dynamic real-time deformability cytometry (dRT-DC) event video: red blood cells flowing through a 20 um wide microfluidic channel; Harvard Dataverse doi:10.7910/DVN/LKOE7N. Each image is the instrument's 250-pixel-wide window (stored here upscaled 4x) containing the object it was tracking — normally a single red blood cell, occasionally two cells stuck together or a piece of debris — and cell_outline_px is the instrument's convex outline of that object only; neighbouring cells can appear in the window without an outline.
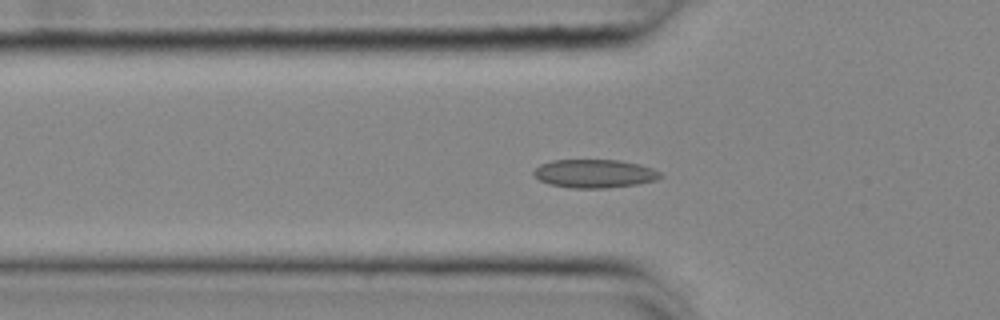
{"species": "common noctule bat (a hibernating species)", "species_latin": "Nyctalus noctula", "temperature_condition": "cold", "stored_images_in_passage": 56, "camera_frame_rate_fps": 3000, "um_per_image_px": 0.085, "animal": {"sex": "female", "body_mass_g": 25.1}, "frame": {"image": 1, "passage_image": 18, "time_ms": 5.667, "image_size_px": [1000, 320], "cell_outline_px": [[664, 176], [656, 180], [636, 184], [604, 188], [572, 188], [548, 184], [540, 180], [532, 172], [540, 164], [552, 160], [620, 160], [640, 164], [652, 168], [660, 172]], "centroid_in_image_um": [50.54, 14.75], "position_along_channel_um": 75.3, "area_um2": 20.98}}
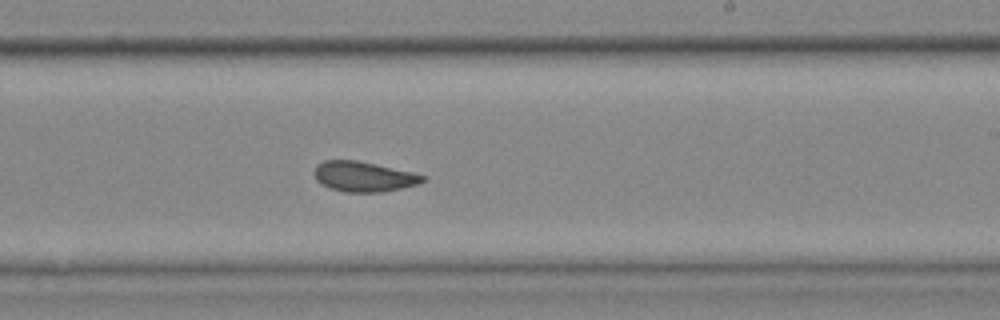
{"frame": {"image": 2, "passage_image": 33, "time_ms": 10.667, "image_size_px": [1000, 320], "cell_outline_px": [[428, 180], [416, 184], [400, 188], [380, 192], [344, 192], [328, 188], [320, 184], [316, 180], [316, 164], [324, 160], [356, 160], [376, 164], [412, 172], [428, 176]], "centroid_in_image_um": [30.92, 15.01], "position_along_channel_um": 258.1, "area_um2": 19.07}}
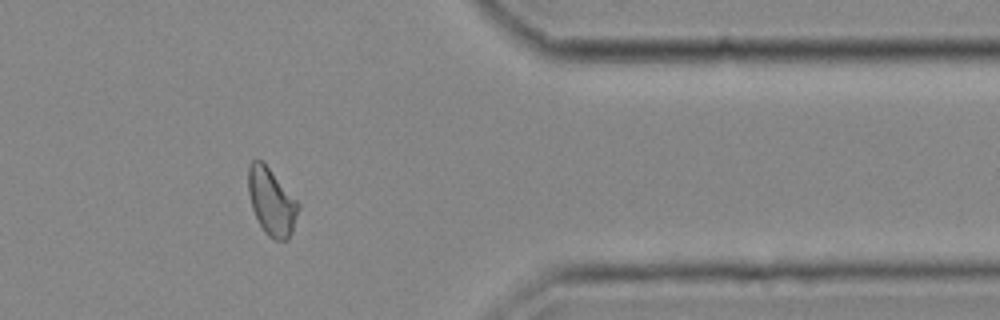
{"frame": {"image": 3, "passage_image": 45, "time_ms": 14.667, "image_size_px": [1000, 320], "cell_outline_px": [[300, 208], [292, 232], [288, 240], [276, 240], [268, 236], [264, 232], [252, 208], [248, 192], [248, 164], [252, 160], [260, 160], [268, 168], [300, 204]], "centroid_in_image_um": [23.08, 17.17], "position_along_channel_um": 388.3, "area_um2": 19.31}, "authors_computed_cell_mechanics": {"area_um2": 19.7676, "velocity_mm_per_s": 3.6609, "shape_relaxation_time_tau1_ms": null, "shape_relaxation_time_tau2_ms": 2.6389, "deformation_change_tau1": null, "deformation_change_tau2": 0.0767}}